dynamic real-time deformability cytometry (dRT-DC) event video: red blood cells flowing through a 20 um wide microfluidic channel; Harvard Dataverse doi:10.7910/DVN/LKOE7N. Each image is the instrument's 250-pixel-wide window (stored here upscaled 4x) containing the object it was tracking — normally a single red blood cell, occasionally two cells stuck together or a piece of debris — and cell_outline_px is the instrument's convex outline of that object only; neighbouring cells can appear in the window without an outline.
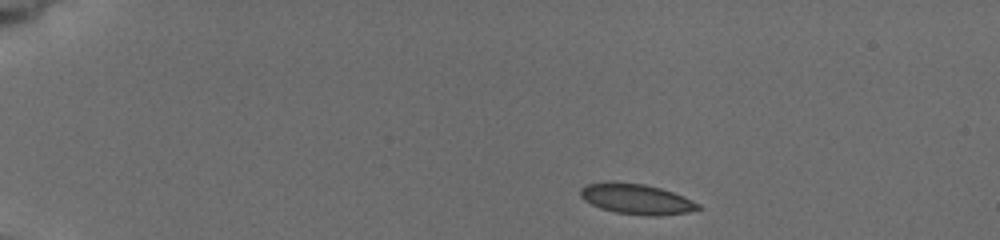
{"species": "common noctule bat (a hibernating species)", "species_latin": "Nyctalus noctula", "temperature_condition": "cold", "stored_images_in_passage": 3, "camera_frame_rate_fps": 3000, "um_per_image_px": 0.085, "animal": {"sex": "female", "body_mass_g": 19.5, "forearm_length_mm": 54.1}, "frame": {"image": 1, "passage_image": 1, "time_ms": 0.0, "image_size_px": [1000, 240], "cell_outline_px": [[704, 208], [688, 212], [660, 216], [644, 216], [616, 212], [600, 208], [584, 200], [580, 196], [580, 188], [588, 184], [608, 180], [644, 184], [660, 188], [684, 196], [700, 204]], "centroid_in_image_um": [54.11, 16.91], "position_along_channel_um": 30.9, "area_um2": 21.15}}